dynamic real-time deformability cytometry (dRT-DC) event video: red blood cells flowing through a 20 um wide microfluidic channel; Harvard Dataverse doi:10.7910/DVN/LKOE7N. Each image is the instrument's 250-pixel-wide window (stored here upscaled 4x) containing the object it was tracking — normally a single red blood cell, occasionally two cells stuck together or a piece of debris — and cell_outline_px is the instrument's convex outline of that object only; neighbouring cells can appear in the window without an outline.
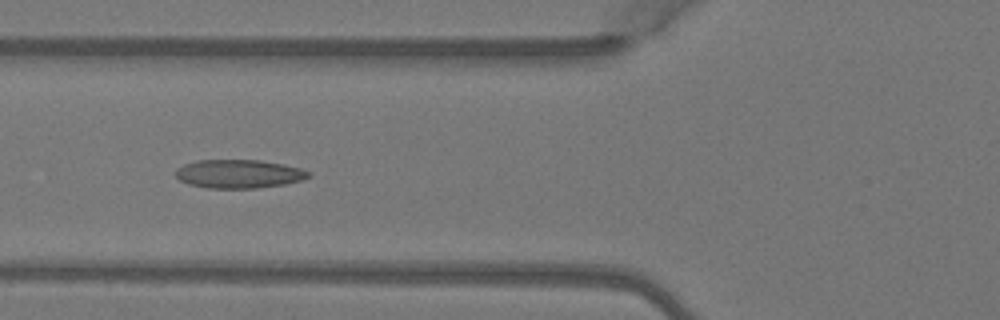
{"species": "Egyptian fruit bat (a non-hibernating species)", "species_latin": "Rousettus aegyptiacus", "temperature_condition": "warm", "stored_images_in_passage": 7, "camera_frame_rate_fps": 3000, "um_per_image_px": 0.085, "animal": {"sex": "female"}, "frame": {"image": 1, "passage_image": 6, "time_ms": 1.667, "image_size_px": [1000, 320], "cell_outline_px": [[312, 172], [308, 176], [300, 180], [284, 184], [256, 188], [208, 188], [188, 184], [180, 180], [172, 172], [176, 168], [184, 164], [196, 160], [260, 160], [284, 164], [300, 168]], "centroid_in_image_um": [20.25, 14.77], "position_along_channel_um": 105.6, "area_um2": 22.2}}
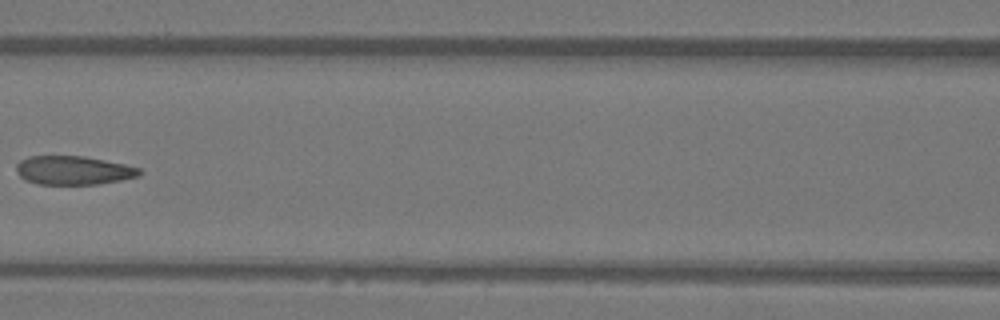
{"frame": {"image": 2, "passage_image": 7, "time_ms": 2.0, "image_size_px": [1000, 320], "cell_outline_px": [[144, 172], [140, 176], [100, 184], [36, 184], [24, 180], [16, 172], [16, 164], [20, 160], [28, 156], [84, 156], [124, 164], [140, 168]], "centroid_in_image_um": [6.23, 14.48], "position_along_channel_um": 160.4, "area_um2": 20.81}}